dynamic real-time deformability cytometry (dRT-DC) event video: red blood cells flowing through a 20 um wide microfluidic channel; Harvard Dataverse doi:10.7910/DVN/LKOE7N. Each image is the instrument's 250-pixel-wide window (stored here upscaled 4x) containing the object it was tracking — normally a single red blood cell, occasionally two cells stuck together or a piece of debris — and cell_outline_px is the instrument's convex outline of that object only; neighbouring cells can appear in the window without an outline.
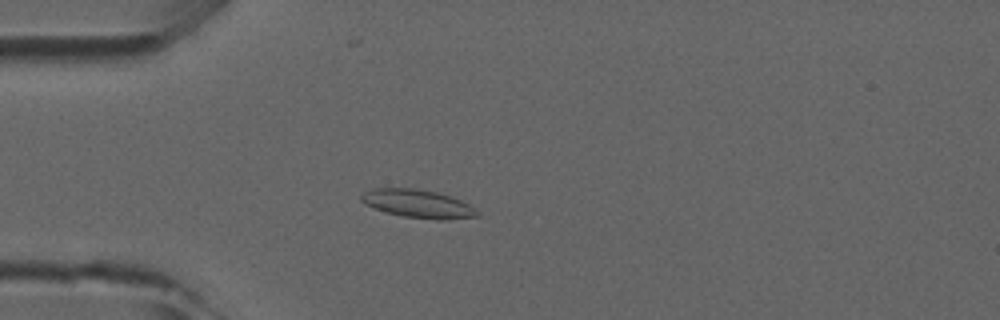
{"species": "common noctule bat (a hibernating species)", "species_latin": "Nyctalus noctula", "temperature_condition": "room temperature", "stored_images_in_passage": 47, "camera_frame_rate_fps": 3000, "um_per_image_px": 0.085, "animal": {"sex": "male", "forearm_length_mm": 52.5}, "frame": {"image": 1, "passage_image": 14, "time_ms": 4.333, "image_size_px": [1000, 320], "cell_outline_px": [[480, 216], [448, 220], [440, 220], [404, 216], [388, 212], [364, 204], [360, 200], [360, 196], [364, 192], [372, 188], [412, 188], [436, 192], [460, 200], [468, 204], [480, 212]], "centroid_in_image_um": [35.53, 17.32], "position_along_channel_um": 49.5, "area_um2": 18.9}}
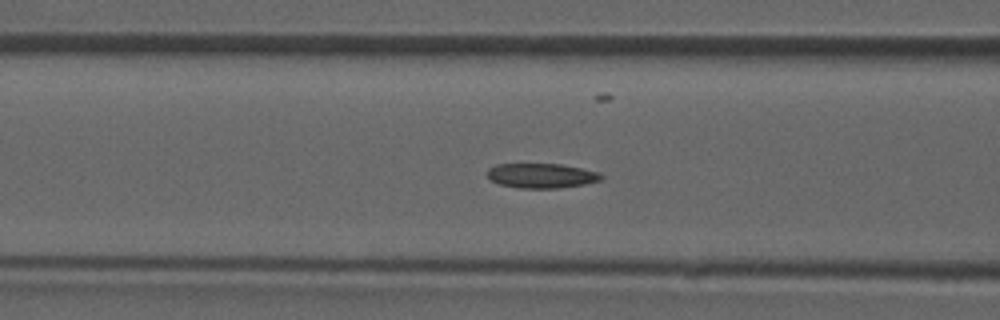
{"frame": {"image": 2, "passage_image": 20, "time_ms": 6.333, "image_size_px": [1000, 320], "cell_outline_px": [[604, 176], [600, 180], [584, 184], [560, 188], [520, 188], [500, 184], [492, 180], [488, 176], [488, 168], [496, 164], [560, 164], [580, 168], [596, 172]], "centroid_in_image_um": [46.01, 14.93], "position_along_channel_um": 120.6, "area_um2": 16.18}}